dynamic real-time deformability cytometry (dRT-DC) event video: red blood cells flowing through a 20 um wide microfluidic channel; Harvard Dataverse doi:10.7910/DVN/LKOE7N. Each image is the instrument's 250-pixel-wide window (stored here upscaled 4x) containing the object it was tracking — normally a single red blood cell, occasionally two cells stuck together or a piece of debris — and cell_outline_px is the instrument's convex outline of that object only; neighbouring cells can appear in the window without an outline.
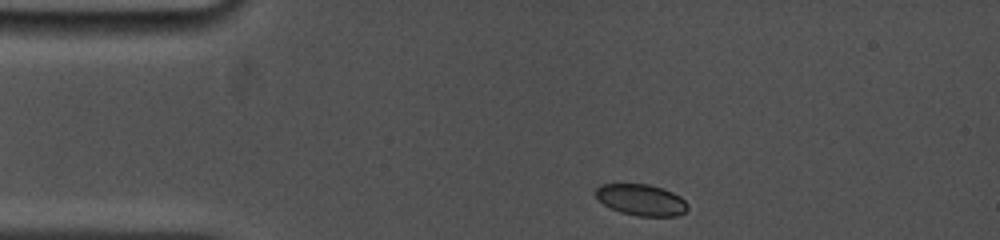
{"species": "common noctule bat (a hibernating species)", "species_latin": "Nyctalus noctula", "temperature_condition": "cold", "stored_images_in_passage": 24, "camera_frame_rate_fps": 5000, "um_per_image_px": 0.085, "animal": {"sex": "female", "body_mass_g": 19.0, "forearm_length_mm": 53.3}, "frame": {"image": 1, "passage_image": 1, "time_ms": 0.0, "image_size_px": [1000, 240], "cell_outline_px": [[688, 208], [684, 212], [676, 216], [636, 216], [620, 212], [604, 204], [596, 196], [596, 188], [600, 184], [648, 184], [672, 192], [680, 196], [688, 204]], "centroid_in_image_um": [54.51, 16.99], "position_along_channel_um": 30.5, "area_um2": 16.65}}
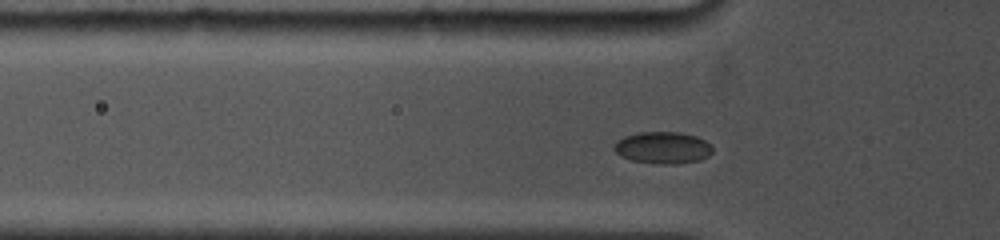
{"frame": {"image": 2, "passage_image": 13, "time_ms": 2.2, "image_size_px": [1000, 240], "cell_outline_px": [[712, 152], [708, 156], [700, 160], [676, 164], [660, 164], [632, 160], [620, 156], [612, 148], [616, 140], [624, 136], [636, 132], [680, 132], [696, 136], [712, 144]], "centroid_in_image_um": [56.32, 12.55], "position_along_channel_um": 69.5, "area_um2": 18.5}}
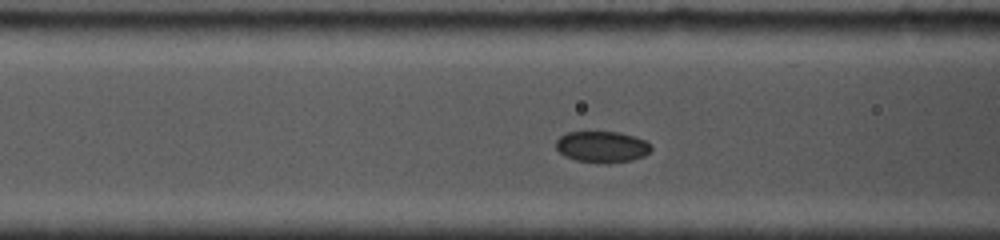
{"frame": {"image": 3, "passage_image": 20, "time_ms": 3.4, "image_size_px": [1000, 240], "cell_outline_px": [[652, 148], [644, 156], [632, 160], [608, 164], [604, 164], [576, 160], [564, 156], [556, 148], [556, 140], [560, 136], [568, 132], [620, 132], [644, 140], [652, 144]], "centroid_in_image_um": [51.17, 12.49], "position_along_channel_um": 115.4, "area_um2": 17.46}}